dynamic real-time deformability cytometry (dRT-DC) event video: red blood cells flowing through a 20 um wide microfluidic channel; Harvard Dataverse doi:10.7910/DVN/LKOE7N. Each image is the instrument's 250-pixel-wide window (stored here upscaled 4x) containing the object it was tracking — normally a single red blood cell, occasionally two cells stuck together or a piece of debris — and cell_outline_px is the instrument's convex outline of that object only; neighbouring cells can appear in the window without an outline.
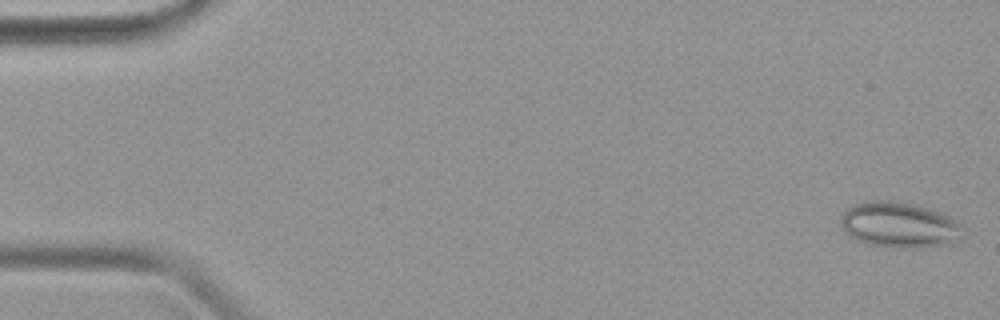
{"species": "common noctule bat (a hibernating species)", "species_latin": "Nyctalus noctula", "temperature_condition": "warm", "stored_images_in_passage": 47, "camera_frame_rate_fps": 3000, "um_per_image_px": 0.085, "animal": {"sex": "female", "body_mass_g": 19.9}, "frame": {"image": 1, "passage_image": 1, "time_ms": 0.0, "image_size_px": [1000, 320], "cell_outline_px": [[960, 224], [952, 244], [920, 248], [896, 248], [868, 244], [856, 240], [844, 232], [840, 224], [840, 216], [848, 208], [856, 204], [868, 200], [892, 200], [916, 204], [932, 208], [956, 220]], "centroid_in_image_um": [76.36, 19.1], "position_along_channel_um": 8.6, "area_um2": 32.48}}
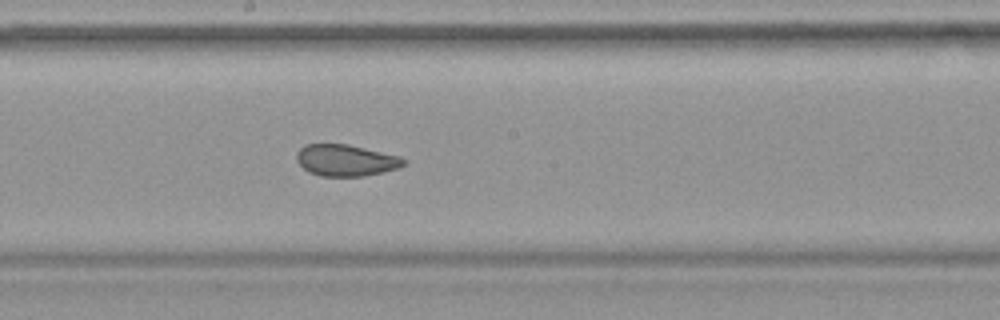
{"frame": {"image": 2, "passage_image": 26, "time_ms": 8.333, "image_size_px": [1000, 320], "cell_outline_px": [[408, 164], [400, 168], [384, 172], [364, 176], [320, 176], [308, 172], [296, 160], [296, 152], [304, 144], [348, 144], [400, 156], [408, 160]], "centroid_in_image_um": [29.44, 13.63], "position_along_channel_um": 218.8, "area_um2": 20.0}}
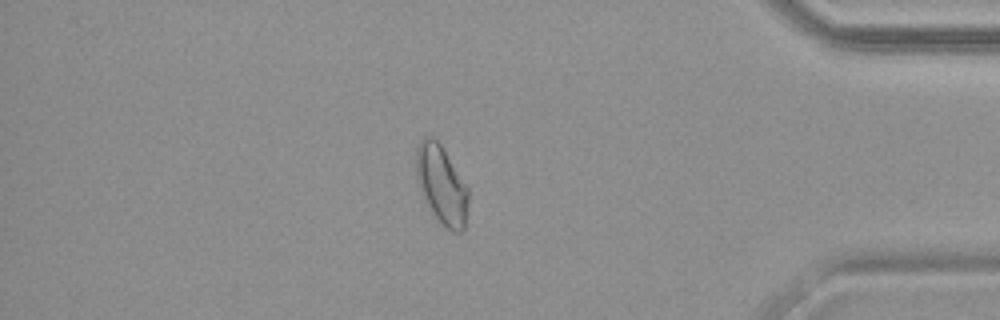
{"frame": {"image": 3, "passage_image": 41, "time_ms": 13.333, "image_size_px": [1000, 320], "cell_outline_px": [[468, 200], [464, 228], [460, 232], [452, 232], [436, 216], [428, 204], [424, 196], [416, 176], [416, 152], [424, 136], [432, 136], [440, 144], [468, 188]], "centroid_in_image_um": [37.54, 15.68], "position_along_channel_um": 397.7, "area_um2": 22.95}}